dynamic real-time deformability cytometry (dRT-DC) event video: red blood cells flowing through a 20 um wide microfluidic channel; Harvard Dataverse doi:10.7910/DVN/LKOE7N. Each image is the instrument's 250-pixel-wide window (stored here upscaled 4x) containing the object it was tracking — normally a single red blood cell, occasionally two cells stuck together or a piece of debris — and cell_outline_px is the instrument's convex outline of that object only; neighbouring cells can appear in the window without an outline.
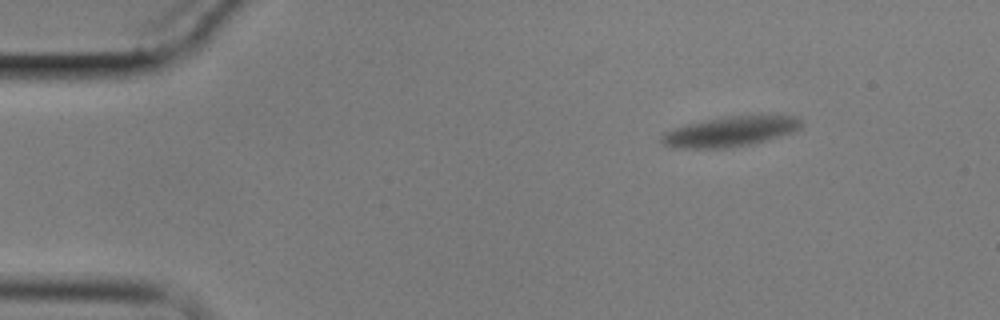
{"species": "common noctule bat (a hibernating species)", "species_latin": "Nyctalus noctula", "temperature_condition": "cold", "stored_images_in_passage": 6, "camera_frame_rate_fps": 3000, "um_per_image_px": 0.085, "animal": {"sex": "male", "body_mass_g": 17.9}, "frame": {"image": 1, "passage_image": 1, "time_ms": 0.0, "image_size_px": [1000, 320], "cell_outline_px": [[800, 128], [792, 132], [780, 136], [752, 144], [728, 148], [676, 148], [664, 144], [660, 140], [660, 136], [664, 132], [688, 124], [728, 116], [796, 116], [800, 120]], "centroid_in_image_um": [62.04, 11.2], "position_along_channel_um": 23.0, "area_um2": 23.99}}
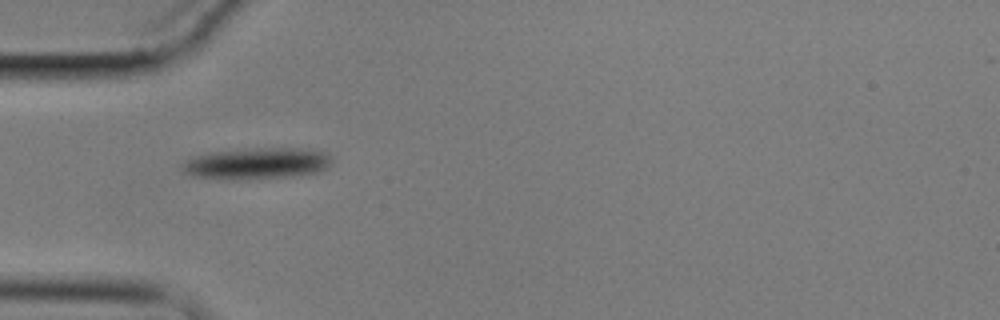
{"frame": {"image": 2, "passage_image": 5, "time_ms": 4.667, "image_size_px": [1000, 320], "cell_outline_px": [[332, 164], [328, 168], [320, 172], [292, 176], [236, 180], [228, 180], [196, 176], [184, 172], [180, 164], [196, 156], [208, 152], [256, 148], [292, 148], [324, 152], [332, 160]], "centroid_in_image_um": [21.83, 13.9], "position_along_channel_um": 63.2, "area_um2": 27.28}}